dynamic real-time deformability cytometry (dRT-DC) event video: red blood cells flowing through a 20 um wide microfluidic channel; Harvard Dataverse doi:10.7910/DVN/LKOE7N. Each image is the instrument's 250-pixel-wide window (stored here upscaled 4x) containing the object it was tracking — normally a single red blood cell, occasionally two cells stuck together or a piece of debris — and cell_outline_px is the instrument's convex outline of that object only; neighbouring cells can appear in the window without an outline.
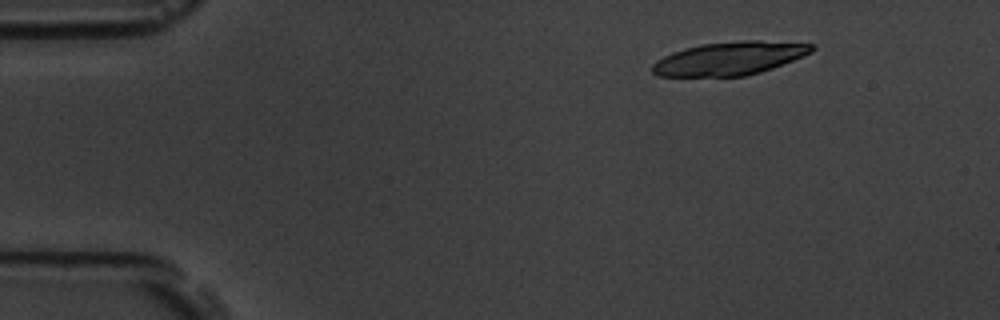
{"species": "common noctule bat (a hibernating species)", "species_latin": "Nyctalus noctula", "temperature_condition": "room temperature", "stored_images_in_passage": 4, "segment_of_instrument_passage": [1, 2], "camera_frame_rate_fps": 3000, "um_per_image_px": 0.085, "animal": {"sex": "male", "body_mass_g": 19.5, "forearm_length_mm": 54.6}, "frame": {"image": 1, "passage_image": 1, "time_ms": 0.0, "image_size_px": [1000, 320], "cell_outline_px": [[816, 48], [812, 52], [772, 68], [760, 72], [744, 76], [656, 76], [652, 72], [652, 64], [656, 60], [672, 52], [700, 44], [744, 40], [760, 40], [816, 44]], "centroid_in_image_um": [62.01, 4.96], "position_along_channel_um": 23.0, "area_um2": 30.92}}